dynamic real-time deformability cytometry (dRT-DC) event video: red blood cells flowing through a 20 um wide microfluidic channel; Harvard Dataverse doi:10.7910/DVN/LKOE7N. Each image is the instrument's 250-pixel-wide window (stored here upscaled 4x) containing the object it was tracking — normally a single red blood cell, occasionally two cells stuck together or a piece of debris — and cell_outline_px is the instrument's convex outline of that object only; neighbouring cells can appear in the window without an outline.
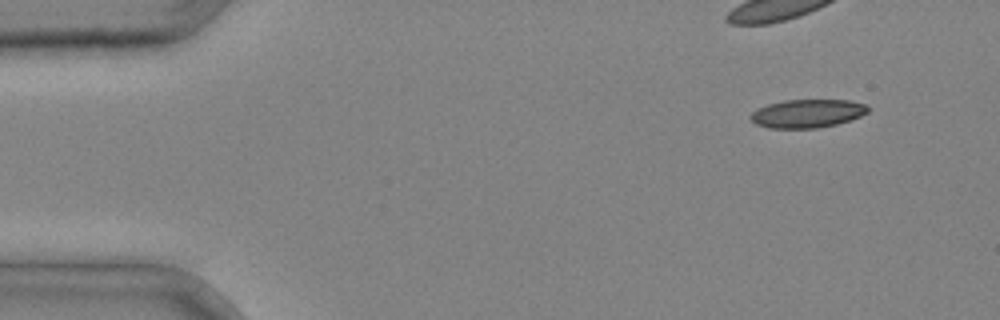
{"species": "common noctule bat (a hibernating species)", "species_latin": "Nyctalus noctula", "temperature_condition": "cold", "stored_images_in_passage": 3, "camera_frame_rate_fps": 3000, "um_per_image_px": 0.085, "animal": {"sex": "male", "body_mass_g": 20.4}, "frame": {"image": 1, "passage_image": 1, "time_ms": 0.0, "image_size_px": [1000, 320], "cell_outline_px": [[872, 108], [868, 112], [860, 116], [836, 124], [816, 128], [768, 128], [756, 124], [748, 116], [756, 108], [768, 104], [784, 100], [848, 100], [864, 104]], "centroid_in_image_um": [68.6, 9.64], "position_along_channel_um": 16.4, "area_um2": 19.42}}